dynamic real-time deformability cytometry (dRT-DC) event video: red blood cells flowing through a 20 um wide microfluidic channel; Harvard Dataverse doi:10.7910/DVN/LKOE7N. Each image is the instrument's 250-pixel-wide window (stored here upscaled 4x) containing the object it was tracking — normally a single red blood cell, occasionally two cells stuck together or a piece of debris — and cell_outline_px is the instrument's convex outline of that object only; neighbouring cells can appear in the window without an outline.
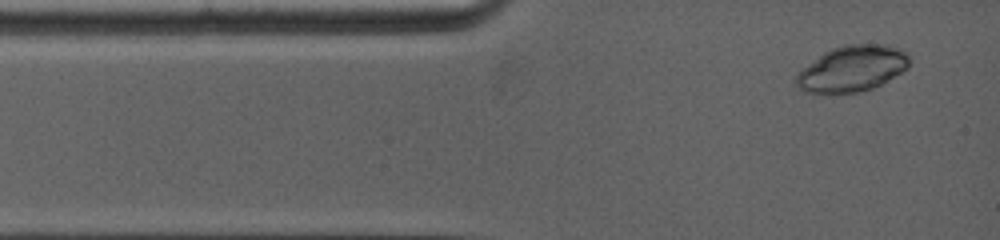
{"species": "common noctule bat (a hibernating species)", "species_latin": "Nyctalus noctula", "temperature_condition": "warm", "stored_images_in_passage": 8, "camera_frame_rate_fps": 5000, "um_per_image_px": 0.085, "animal": {"sex": "female", "body_mass_g": 19.0, "forearm_length_mm": 53.3}, "frame": {"image": 1, "passage_image": 1, "time_ms": 0.0, "image_size_px": [1000, 240], "cell_outline_px": [[908, 68], [888, 80], [872, 88], [856, 92], [824, 96], [804, 92], [796, 84], [796, 76], [804, 68], [824, 52], [832, 48], [844, 44], [888, 44], [900, 48], [908, 56]], "centroid_in_image_um": [72.41, 5.86], "position_along_channel_um": 12.6, "area_um2": 30.52}}
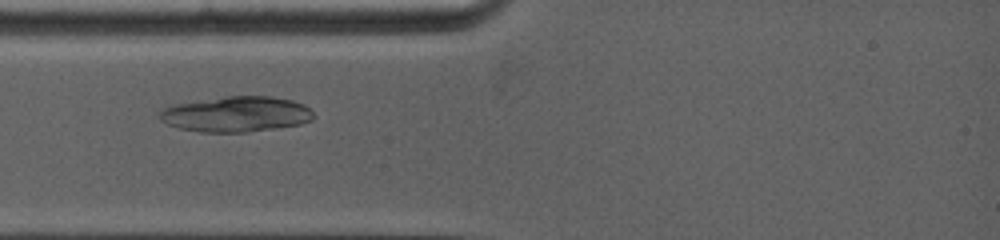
{"frame": {"image": 2, "passage_image": 5, "time_ms": 2.2, "image_size_px": [1000, 240], "cell_outline_px": [[316, 116], [312, 120], [300, 124], [244, 132], [200, 132], [180, 128], [168, 124], [160, 120], [160, 112], [164, 108], [172, 104], [228, 96], [272, 96], [292, 100], [304, 104]], "centroid_in_image_um": [20.08, 9.69], "position_along_channel_um": 64.9, "area_um2": 31.67}}
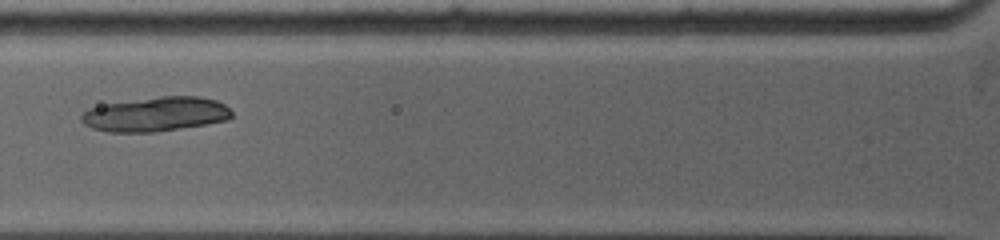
{"frame": {"image": 3, "passage_image": 7, "time_ms": 3.4, "image_size_px": [1000, 240], "cell_outline_px": [[232, 116], [228, 120], [208, 124], [156, 132], [108, 132], [92, 128], [84, 124], [80, 120], [80, 116], [88, 108], [108, 104], [160, 96], [200, 96], [216, 100], [224, 104], [232, 112]], "centroid_in_image_um": [13.26, 9.72], "position_along_channel_um": 112.5, "area_um2": 30.17}}